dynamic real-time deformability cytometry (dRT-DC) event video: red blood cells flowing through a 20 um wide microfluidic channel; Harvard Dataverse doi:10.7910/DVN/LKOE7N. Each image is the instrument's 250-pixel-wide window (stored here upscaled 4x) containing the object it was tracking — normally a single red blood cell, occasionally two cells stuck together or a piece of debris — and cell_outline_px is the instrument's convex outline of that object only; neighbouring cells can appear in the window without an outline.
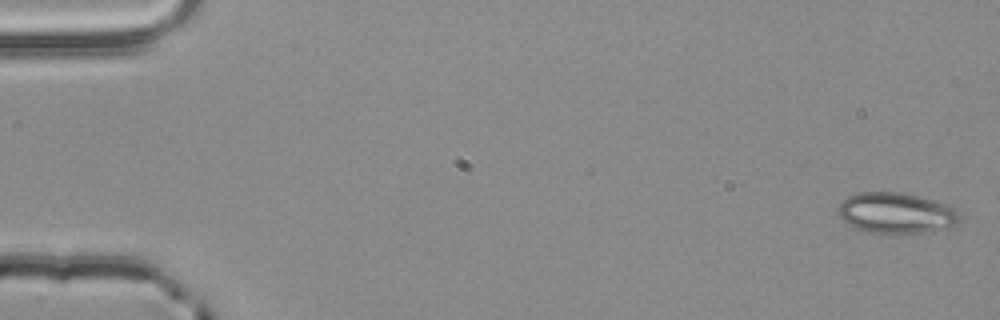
{"species": "common noctule bat (a hibernating species)", "species_latin": "Nyctalus noctula", "temperature_condition": "room temperature", "stored_images_in_passage": 5, "segment_of_instrument_passage": [1, 2], "camera_frame_rate_fps": 3000, "um_per_image_px": 0.085, "animal": {"sex": "male", "body_mass_g": 20.4}, "frame": {"image": 1, "passage_image": 1, "time_ms": 0.0, "image_size_px": [1000, 320], "cell_outline_px": [[960, 220], [956, 224], [920, 232], [868, 232], [856, 228], [848, 224], [836, 216], [836, 208], [848, 196], [860, 192], [904, 192], [948, 204], [960, 216]], "centroid_in_image_um": [76.09, 18.07], "position_along_channel_um": 8.9, "area_um2": 28.44}}
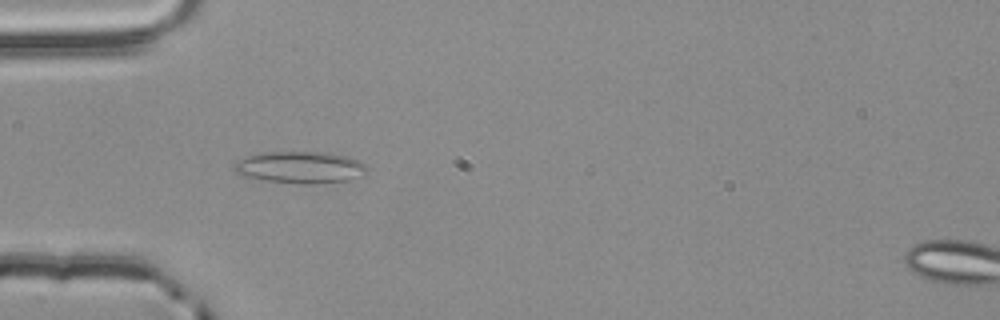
{"frame": {"image": 2, "passage_image": 4, "time_ms": 1.0, "image_size_px": [1000, 320], "cell_outline_px": [[368, 172], [348, 180], [308, 184], [296, 184], [264, 180], [244, 176], [236, 172], [232, 168], [232, 164], [248, 156], [264, 152], [328, 152], [348, 156], [364, 164], [368, 168]], "centroid_in_image_um": [25.5, 14.22], "position_along_channel_um": 59.5, "area_um2": 24.62}}